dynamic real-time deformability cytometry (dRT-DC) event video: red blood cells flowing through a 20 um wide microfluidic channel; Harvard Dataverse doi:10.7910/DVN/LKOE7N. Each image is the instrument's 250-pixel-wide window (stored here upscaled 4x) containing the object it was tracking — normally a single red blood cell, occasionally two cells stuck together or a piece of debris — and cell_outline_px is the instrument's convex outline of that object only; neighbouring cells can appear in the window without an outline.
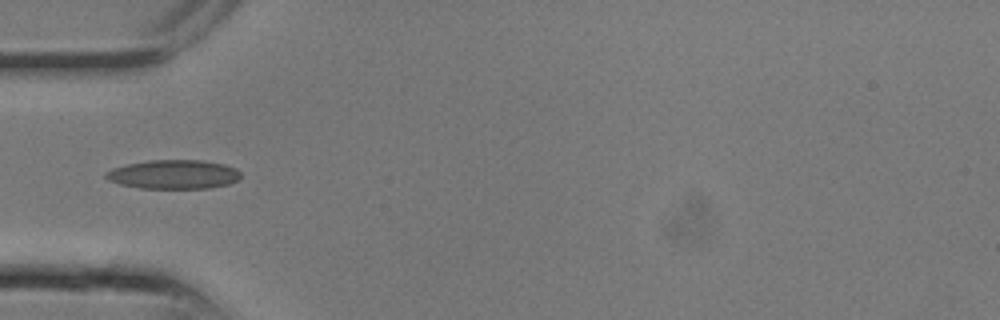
{"species": "common noctule bat (a hibernating species)", "species_latin": "Nyctalus noctula", "temperature_condition": "room temperature", "stored_images_in_passage": 2, "camera_frame_rate_fps": 3000, "um_per_image_px": 0.085, "animal": {"sex": "male", "body_mass_g": 13.3}, "frame": {"image": 1, "passage_image": 1, "time_ms": 0.0, "image_size_px": [1000, 320], "cell_outline_px": [[240, 176], [236, 180], [228, 184], [208, 188], [140, 188], [120, 184], [108, 180], [104, 176], [104, 172], [112, 168], [128, 164], [148, 160], [204, 160], [224, 164], [236, 168], [240, 172]], "centroid_in_image_um": [14.73, 14.81], "position_along_channel_um": 70.3, "area_um2": 22.83}}